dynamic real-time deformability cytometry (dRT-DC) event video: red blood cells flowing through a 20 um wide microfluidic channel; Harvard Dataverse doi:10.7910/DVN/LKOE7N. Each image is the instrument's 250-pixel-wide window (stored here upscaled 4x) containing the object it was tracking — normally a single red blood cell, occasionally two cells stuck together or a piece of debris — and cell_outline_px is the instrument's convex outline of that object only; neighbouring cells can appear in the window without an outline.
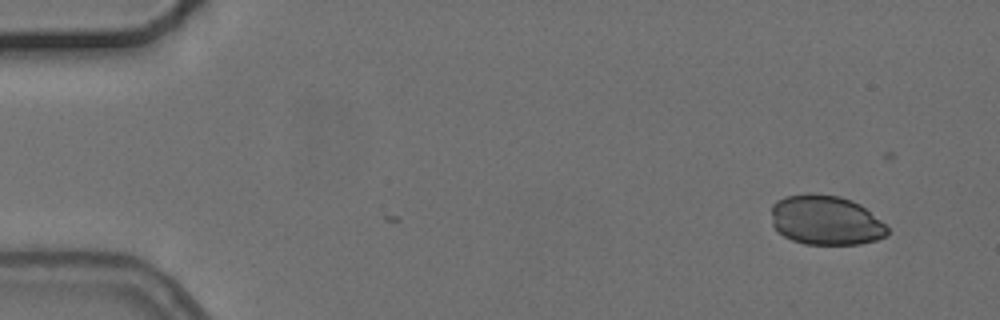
{"species": "common noctule bat (a hibernating species)", "species_latin": "Nyctalus noctula", "temperature_condition": "cold", "stored_images_in_passage": 2, "camera_frame_rate_fps": 3000, "um_per_image_px": 0.085, "animal": {"sex": "female", "body_mass_g": 24.6, "forearm_length_mm": 56.2}, "frame": {"image": 1, "passage_image": 1, "time_ms": 0.0, "image_size_px": [1000, 320], "cell_outline_px": [[888, 232], [884, 236], [876, 240], [860, 244], [804, 244], [792, 240], [784, 236], [772, 224], [772, 204], [776, 200], [784, 196], [808, 192], [812, 192], [840, 196], [852, 200], [860, 204], [880, 220], [888, 228]], "centroid_in_image_um": [70.16, 18.69], "position_along_channel_um": 14.8, "area_um2": 33.76}}